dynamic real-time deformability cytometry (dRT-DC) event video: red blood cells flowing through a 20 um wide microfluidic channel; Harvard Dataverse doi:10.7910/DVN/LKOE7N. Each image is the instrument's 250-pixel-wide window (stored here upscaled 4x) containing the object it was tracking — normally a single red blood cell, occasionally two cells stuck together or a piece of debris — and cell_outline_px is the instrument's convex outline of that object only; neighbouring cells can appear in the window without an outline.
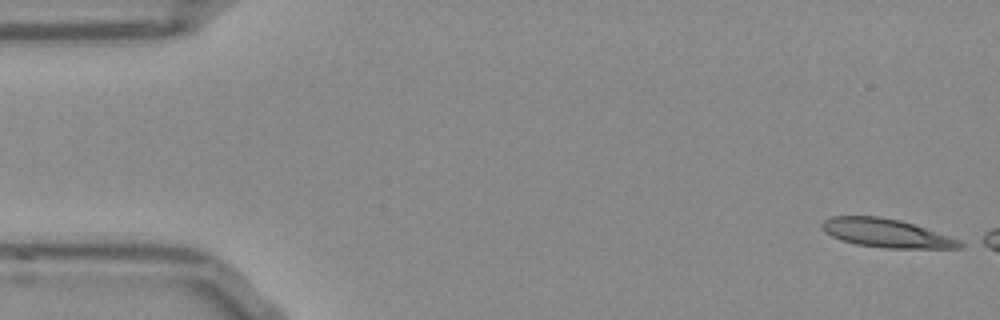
{"species": "Egyptian fruit bat (a non-hibernating species)", "species_latin": "Rousettus aegyptiacus", "temperature_condition": "room temperature", "stored_images_in_passage": 13, "camera_frame_rate_fps": 3000, "um_per_image_px": 0.085, "frame": {"image": 1, "passage_image": 1, "time_ms": 0.0, "image_size_px": [1000, 320], "cell_outline_px": [[968, 244], [960, 248], [884, 248], [856, 244], [840, 240], [824, 232], [820, 224], [824, 220], [832, 216], [880, 216], [900, 220], [960, 240]], "centroid_in_image_um": [75.31, 19.82], "position_along_channel_um": 9.7, "area_um2": 22.89}}